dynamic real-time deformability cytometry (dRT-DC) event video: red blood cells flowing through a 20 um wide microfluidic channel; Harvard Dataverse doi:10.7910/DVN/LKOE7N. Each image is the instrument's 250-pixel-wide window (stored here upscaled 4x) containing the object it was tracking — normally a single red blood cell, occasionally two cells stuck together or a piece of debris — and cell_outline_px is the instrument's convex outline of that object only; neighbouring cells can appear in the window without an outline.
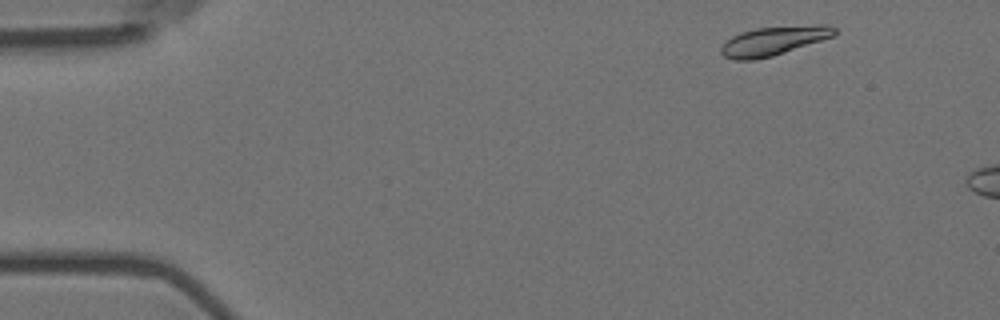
{"species": "Egyptian fruit bat (a non-hibernating species)", "species_latin": "Rousettus aegyptiacus", "temperature_condition": "room temperature", "stored_images_in_passage": 3, "camera_frame_rate_fps": 3000, "um_per_image_px": 0.085, "animal": {"sex": "female"}, "frame": {"image": 1, "passage_image": 1, "time_ms": 0.0, "image_size_px": [1000, 320], "cell_outline_px": [[836, 36], [772, 56], [756, 60], [736, 60], [724, 56], [720, 52], [720, 44], [732, 36], [740, 32], [756, 28], [816, 24], [828, 24], [836, 28]], "centroid_in_image_um": [65.77, 3.46], "position_along_channel_um": 19.2, "area_um2": 19.48}}